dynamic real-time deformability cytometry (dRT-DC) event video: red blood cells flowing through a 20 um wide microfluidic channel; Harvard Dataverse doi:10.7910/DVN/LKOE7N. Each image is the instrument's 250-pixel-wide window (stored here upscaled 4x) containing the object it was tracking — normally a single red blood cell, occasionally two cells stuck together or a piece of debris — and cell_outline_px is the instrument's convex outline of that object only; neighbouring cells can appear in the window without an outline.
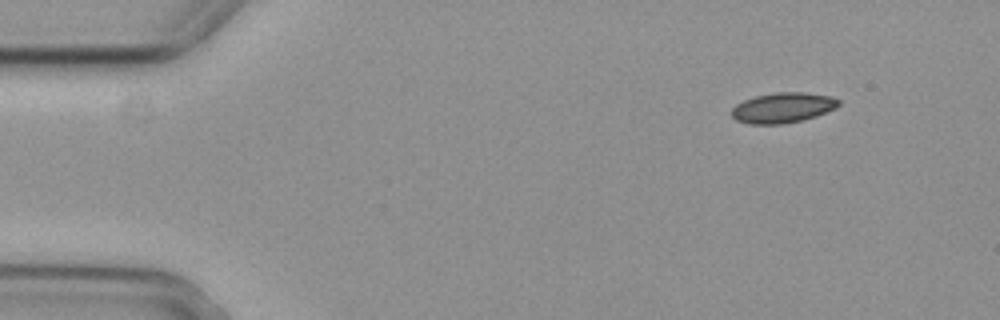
{"species": "common noctule bat (a hibernating species)", "species_latin": "Nyctalus noctula", "temperature_condition": "cold", "stored_images_in_passage": 5, "camera_frame_rate_fps": 3000, "um_per_image_px": 0.085, "animal": {"sex": "female", "body_mass_g": 29.2, "forearm_length_mm": 56.3}, "frame": {"image": 1, "passage_image": 1, "time_ms": 0.0, "image_size_px": [1000, 320], "cell_outline_px": [[840, 104], [836, 108], [816, 116], [804, 120], [780, 124], [748, 124], [736, 120], [732, 116], [732, 108], [736, 104], [744, 100], [756, 96], [776, 92], [804, 92], [832, 96], [840, 100]], "centroid_in_image_um": [66.56, 9.15], "position_along_channel_um": 18.4, "area_um2": 18.96}}
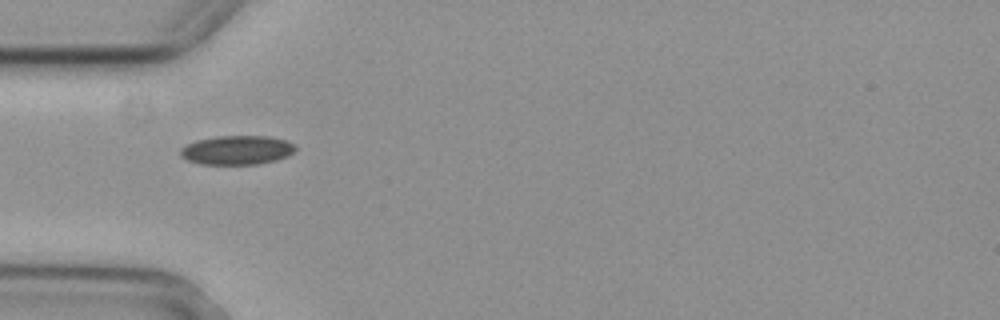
{"frame": {"image": 2, "passage_image": 4, "time_ms": 1.0, "image_size_px": [1000, 320], "cell_outline_px": [[296, 148], [288, 156], [276, 160], [256, 164], [200, 164], [188, 160], [180, 156], [180, 148], [196, 140], [216, 136], [268, 136], [288, 140], [296, 144]], "centroid_in_image_um": [20.16, 12.75], "position_along_channel_um": 64.8, "area_um2": 19.59}}
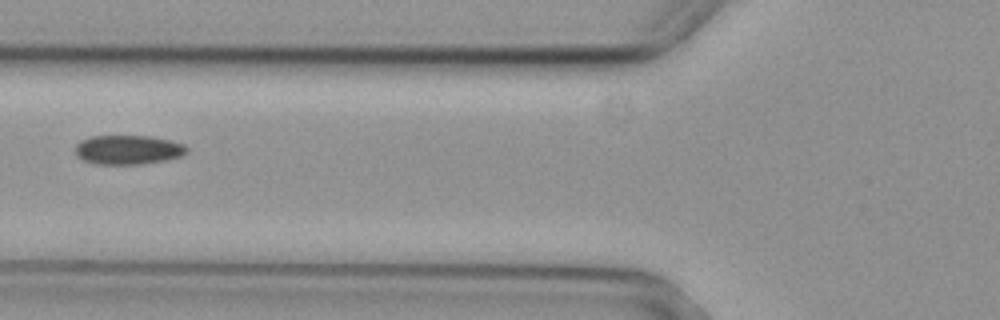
{"frame": {"image": 3, "passage_image": 5, "time_ms": 1.333, "image_size_px": [1000, 320], "cell_outline_px": [[188, 152], [180, 156], [164, 160], [140, 164], [96, 164], [84, 160], [76, 156], [76, 144], [80, 140], [92, 136], [152, 136], [184, 144], [188, 148]], "centroid_in_image_um": [10.87, 12.72], "position_along_channel_um": 114.9, "area_um2": 18.96}}